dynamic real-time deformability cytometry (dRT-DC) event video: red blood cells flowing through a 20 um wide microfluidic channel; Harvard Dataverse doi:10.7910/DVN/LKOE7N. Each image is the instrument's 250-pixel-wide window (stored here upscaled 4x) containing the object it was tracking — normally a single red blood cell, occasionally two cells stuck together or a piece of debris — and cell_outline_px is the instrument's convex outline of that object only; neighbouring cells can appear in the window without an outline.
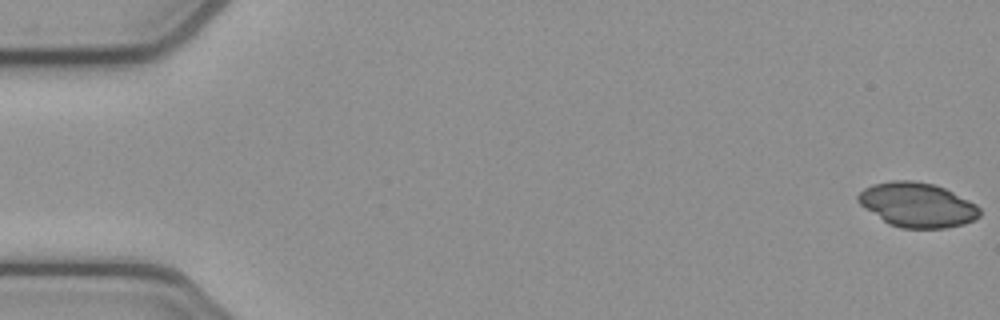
{"species": "common noctule bat (a hibernating species)", "species_latin": "Nyctalus noctula", "temperature_condition": "cold", "stored_images_in_passage": 54, "camera_frame_rate_fps": 3000, "um_per_image_px": 0.085, "animal": {"sex": "female", "body_mass_g": 21.9}, "frame": {"image": 1, "passage_image": 1, "time_ms": 0.0, "image_size_px": [1000, 320], "cell_outline_px": [[980, 216], [964, 224], [944, 228], [900, 228], [888, 224], [860, 204], [856, 200], [856, 196], [864, 188], [872, 184], [892, 180], [912, 180], [932, 184], [944, 188], [976, 204], [980, 208]], "centroid_in_image_um": [77.94, 17.41], "position_along_channel_um": 7.1, "area_um2": 31.44}}